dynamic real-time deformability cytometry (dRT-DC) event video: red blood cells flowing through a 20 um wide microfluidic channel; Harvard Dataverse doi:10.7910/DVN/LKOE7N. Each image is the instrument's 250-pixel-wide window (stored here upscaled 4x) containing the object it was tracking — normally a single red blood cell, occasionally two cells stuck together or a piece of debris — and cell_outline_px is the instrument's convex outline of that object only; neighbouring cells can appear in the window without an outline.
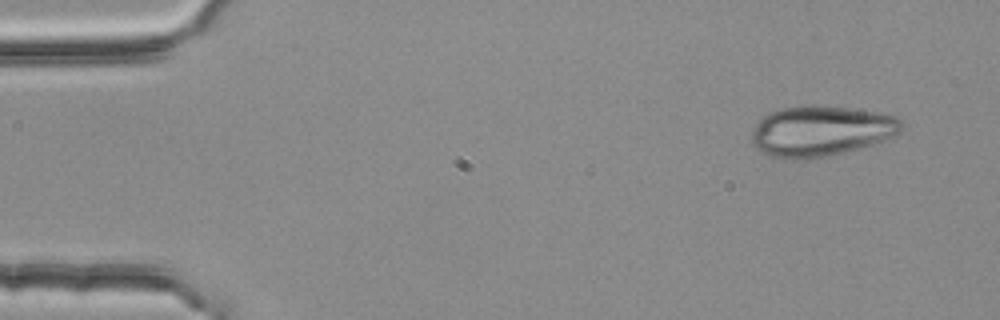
{"species": "common noctule bat (a hibernating species)", "species_latin": "Nyctalus noctula", "temperature_condition": "room temperature", "stored_images_in_passage": 4, "camera_frame_rate_fps": 3000, "um_per_image_px": 0.085, "animal": {"sex": "female", "body_mass_g": 25.1}, "frame": {"image": 1, "passage_image": 1, "time_ms": 0.0, "image_size_px": [1000, 320], "cell_outline_px": [[904, 128], [900, 132], [884, 140], [872, 144], [844, 152], [828, 156], [768, 156], [756, 148], [752, 144], [752, 128], [768, 112], [784, 108], [812, 104], [816, 104], [848, 108], [896, 116], [904, 120]], "centroid_in_image_um": [69.81, 11.09], "position_along_channel_um": 15.2, "area_um2": 43.35}}